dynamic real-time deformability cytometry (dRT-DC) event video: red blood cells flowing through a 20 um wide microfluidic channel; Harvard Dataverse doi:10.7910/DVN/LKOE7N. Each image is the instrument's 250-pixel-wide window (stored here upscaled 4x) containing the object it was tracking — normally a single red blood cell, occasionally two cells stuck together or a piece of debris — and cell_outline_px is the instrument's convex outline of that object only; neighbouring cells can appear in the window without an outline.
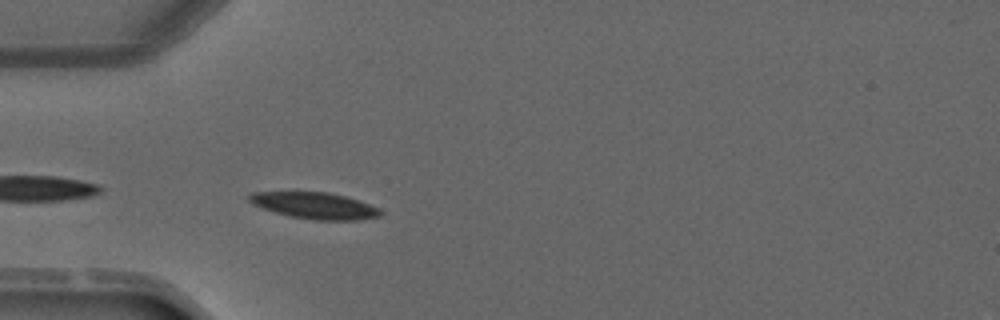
{"species": "common noctule bat (a hibernating species)", "species_latin": "Nyctalus noctula", "temperature_condition": "warm", "stored_images_in_passage": 4, "camera_frame_rate_fps": 3000, "um_per_image_px": 0.085, "animal": {"sex": "male", "forearm_length_mm": 52.5}, "frame": {"image": 1, "passage_image": 4, "time_ms": 4.333, "image_size_px": [1000, 320], "cell_outline_px": [[380, 216], [356, 220], [312, 220], [288, 216], [252, 204], [248, 200], [248, 196], [252, 192], [328, 192], [344, 196], [368, 204], [376, 208], [380, 212]], "centroid_in_image_um": [26.69, 17.48], "position_along_channel_um": 58.3, "area_um2": 19.88}}